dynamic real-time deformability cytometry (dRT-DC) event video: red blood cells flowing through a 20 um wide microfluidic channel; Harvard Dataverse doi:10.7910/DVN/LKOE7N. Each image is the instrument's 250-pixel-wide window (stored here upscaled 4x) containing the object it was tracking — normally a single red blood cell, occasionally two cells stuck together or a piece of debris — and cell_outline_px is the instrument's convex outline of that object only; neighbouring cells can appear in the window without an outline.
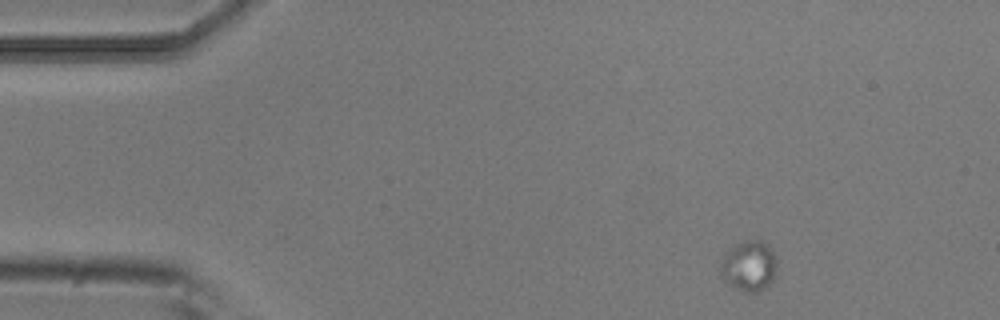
{"species": "common noctule bat (a hibernating species)", "species_latin": "Nyctalus noctula", "temperature_condition": "room temperature", "stored_images_in_passage": 5, "camera_frame_rate_fps": 3000, "um_per_image_px": 0.085, "animal": {"sex": "male", "body_mass_g": 20.5, "forearm_length_mm": 52.5}, "frame": {"image": 1, "passage_image": 1, "time_ms": 0.0, "image_size_px": [1000, 320], "cell_outline_px": [[776, 272], [772, 280], [760, 292], [744, 292], [728, 284], [720, 276], [720, 268], [728, 252], [736, 244], [744, 240], [760, 240], [772, 248], [776, 256]], "centroid_in_image_um": [63.7, 22.62], "position_along_channel_um": 21.3, "area_um2": 16.47}}
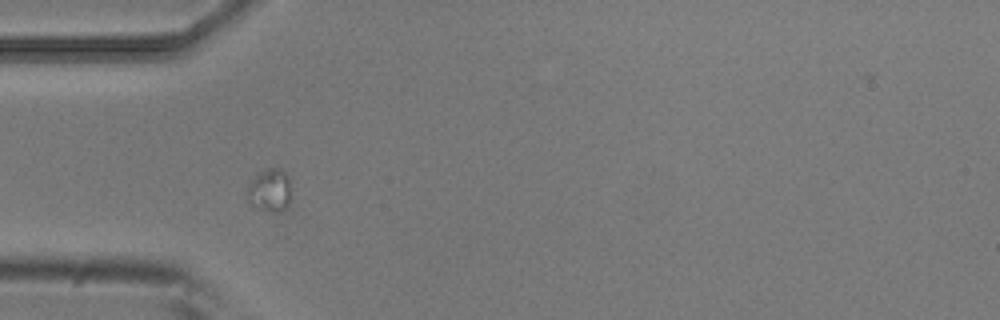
{"frame": {"image": 2, "passage_image": 4, "time_ms": 1.0, "image_size_px": [1000, 320], "cell_outline_px": [[288, 204], [280, 212], [268, 212], [260, 208], [248, 200], [248, 188], [252, 180], [260, 172], [268, 168], [280, 168], [288, 176]], "centroid_in_image_um": [22.93, 16.17], "position_along_channel_um": 62.1, "area_um2": 10.4}}